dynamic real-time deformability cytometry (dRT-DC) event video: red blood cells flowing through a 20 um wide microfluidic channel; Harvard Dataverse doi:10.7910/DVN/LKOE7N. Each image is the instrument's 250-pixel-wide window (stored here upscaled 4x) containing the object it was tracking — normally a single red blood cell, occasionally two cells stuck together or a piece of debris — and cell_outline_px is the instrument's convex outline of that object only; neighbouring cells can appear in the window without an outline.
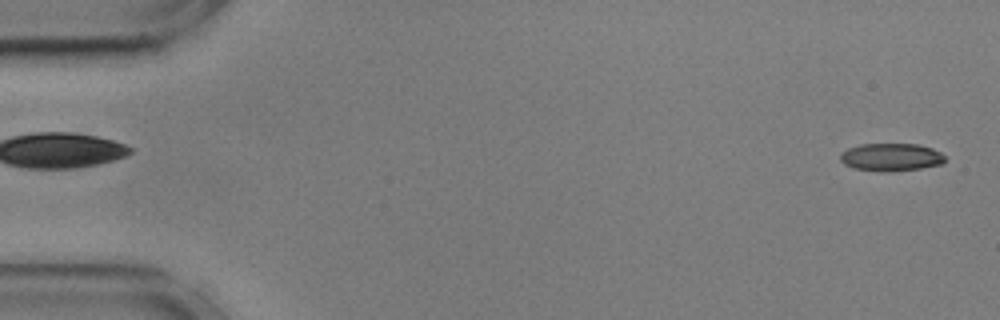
{"species": "common noctule bat (a hibernating species)", "species_latin": "Nyctalus noctula", "temperature_condition": "cold", "stored_images_in_passage": 56, "segment_of_instrument_passage": [1, 2], "camera_frame_rate_fps": 3000, "um_per_image_px": 0.085, "animal": {"sex": "male", "body_mass_g": 17.9, "forearm_length_mm": 54.2}, "frame": {"image": 1, "passage_image": 1, "time_ms": 0.0, "image_size_px": [1000, 320], "cell_outline_px": [[944, 160], [940, 164], [920, 168], [888, 172], [852, 168], [844, 164], [840, 160], [840, 152], [848, 148], [860, 144], [916, 144], [932, 148], [940, 152], [944, 156]], "centroid_in_image_um": [75.69, 13.35], "position_along_channel_um": 9.3, "area_um2": 16.88}}
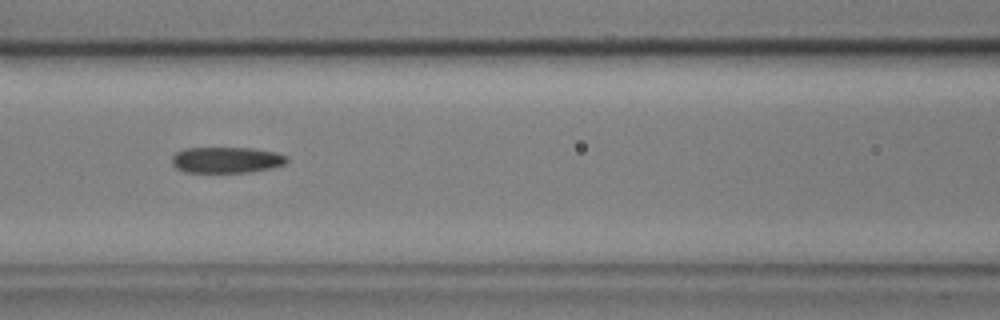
{"frame": {"image": 2, "passage_image": 23, "time_ms": 7.333, "image_size_px": [1000, 320], "cell_outline_px": [[288, 160], [284, 164], [272, 168], [252, 172], [184, 172], [176, 168], [172, 164], [172, 156], [176, 152], [184, 148], [252, 148], [276, 152], [288, 156]], "centroid_in_image_um": [19.26, 13.59], "position_along_channel_um": 147.3, "area_um2": 17.57}}
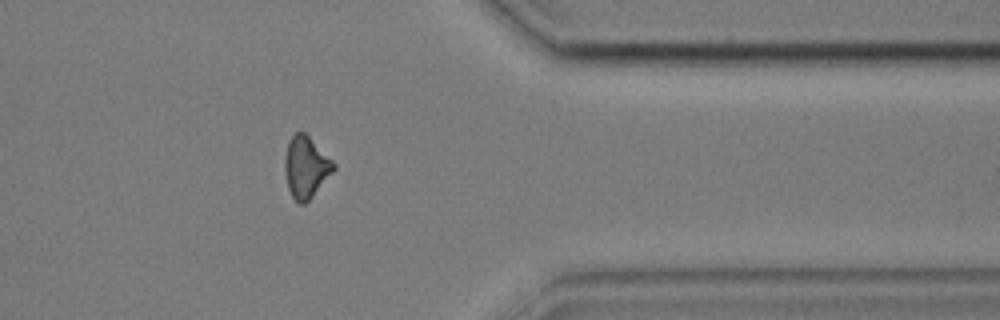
{"frame": {"image": 3, "passage_image": 44, "time_ms": 14.333, "image_size_px": [1000, 320], "cell_outline_px": [[336, 168], [312, 196], [304, 204], [300, 204], [292, 196], [288, 188], [284, 168], [284, 156], [288, 140], [296, 132], [304, 132], [336, 164]], "centroid_in_image_um": [25.98, 14.19], "position_along_channel_um": 385.4, "area_um2": 17.28}}